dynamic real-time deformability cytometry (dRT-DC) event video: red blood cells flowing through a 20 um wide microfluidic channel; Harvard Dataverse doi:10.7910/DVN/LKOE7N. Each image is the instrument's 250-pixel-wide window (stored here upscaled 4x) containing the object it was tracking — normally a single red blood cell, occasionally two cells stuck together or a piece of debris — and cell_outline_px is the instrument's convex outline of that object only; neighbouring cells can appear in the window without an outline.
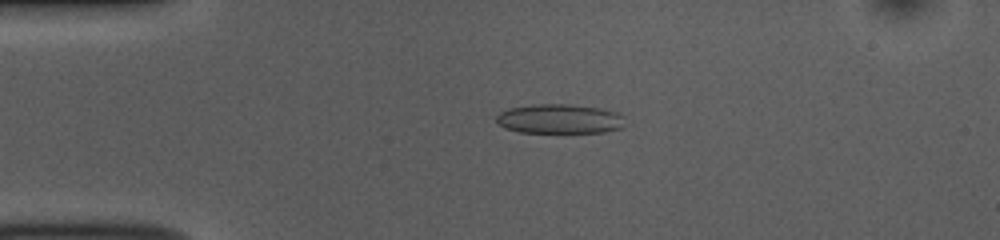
{"species": "common noctule bat (a hibernating species)", "species_latin": "Nyctalus noctula", "temperature_condition": "room temperature", "stored_images_in_passage": 51, "camera_frame_rate_fps": 3000, "um_per_image_px": 0.085, "animal": {"sex": "female", "body_mass_g": 10.0, "forearm_length_mm": 53.1}, "frame": {"image": 1, "passage_image": 10, "time_ms": 3.0, "image_size_px": [1000, 240], "cell_outline_px": [[624, 128], [604, 132], [520, 132], [504, 128], [496, 120], [496, 116], [500, 112], [508, 108], [532, 104], [568, 104], [600, 108], [616, 112], [624, 116]], "centroid_in_image_um": [47.58, 10.1], "position_along_channel_um": 37.4, "area_um2": 22.2}}
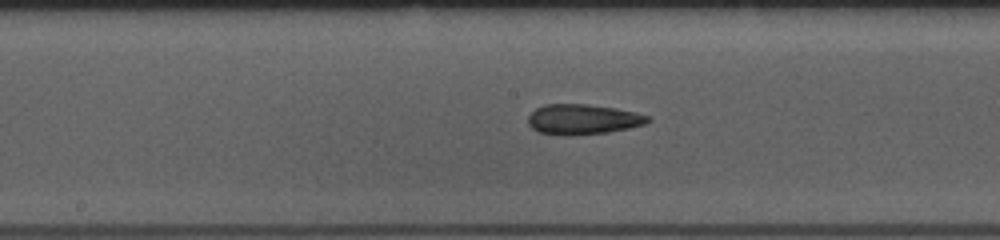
{"frame": {"image": 2, "passage_image": 25, "time_ms": 8.0, "image_size_px": [1000, 240], "cell_outline_px": [[652, 120], [644, 124], [628, 128], [608, 132], [572, 136], [568, 136], [540, 132], [532, 128], [528, 124], [528, 116], [536, 108], [544, 104], [588, 104], [616, 108], [636, 112], [648, 116]], "centroid_in_image_um": [49.54, 10.14], "position_along_channel_um": 198.7, "area_um2": 21.15}}
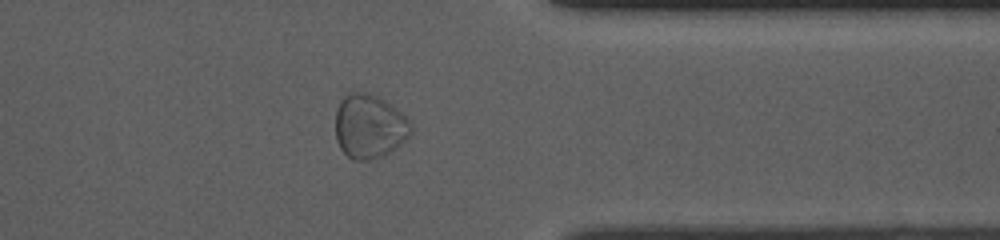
{"frame": {"image": 3, "passage_image": 40, "time_ms": 13.0, "image_size_px": [1000, 240], "cell_outline_px": [[412, 132], [396, 148], [384, 156], [368, 160], [352, 160], [340, 148], [336, 140], [336, 108], [340, 100], [344, 96], [352, 92], [368, 92], [380, 96], [396, 108], [412, 124]], "centroid_in_image_um": [31.39, 10.73], "position_along_channel_um": 380.0, "area_um2": 28.38}, "authors_computed_cell_mechanics": {"area_um2": 21.964, "velocity_mm_per_s": 3.809, "shape_relaxation_time_tau1_ms": 6.3934, "shape_relaxation_time_tau2_ms": 3.0024, "deformation_change_tau1": 0.094, "deformation_change_tau2": 0.0755}}